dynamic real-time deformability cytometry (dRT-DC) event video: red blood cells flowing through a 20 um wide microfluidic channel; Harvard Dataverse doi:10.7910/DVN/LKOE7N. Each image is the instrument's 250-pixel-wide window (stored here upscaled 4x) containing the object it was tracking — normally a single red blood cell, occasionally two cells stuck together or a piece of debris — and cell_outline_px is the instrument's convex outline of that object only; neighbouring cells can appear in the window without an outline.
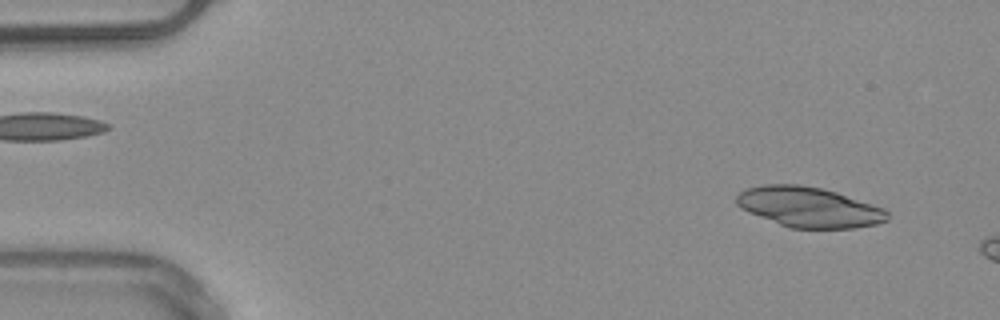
{"species": "common noctule bat (a hibernating species)", "species_latin": "Nyctalus noctula", "temperature_condition": "warm", "stored_images_in_passage": 4, "segment_of_instrument_passage": [2, 2], "camera_frame_rate_fps": 3000, "um_per_image_px": 0.085, "animal": {"sex": "male", "body_mass_g": 20.4}, "frame": {"image": 1, "passage_image": 4, "time_ms": 3.667, "image_size_px": [1000, 320], "cell_outline_px": [[888, 220], [876, 224], [852, 228], [792, 228], [780, 224], [748, 212], [740, 208], [736, 204], [736, 196], [740, 192], [748, 188], [764, 184], [800, 184], [820, 188], [836, 192], [884, 208], [888, 212]], "centroid_in_image_um": [68.75, 17.6], "position_along_channel_um": 16.3, "area_um2": 35.14}}